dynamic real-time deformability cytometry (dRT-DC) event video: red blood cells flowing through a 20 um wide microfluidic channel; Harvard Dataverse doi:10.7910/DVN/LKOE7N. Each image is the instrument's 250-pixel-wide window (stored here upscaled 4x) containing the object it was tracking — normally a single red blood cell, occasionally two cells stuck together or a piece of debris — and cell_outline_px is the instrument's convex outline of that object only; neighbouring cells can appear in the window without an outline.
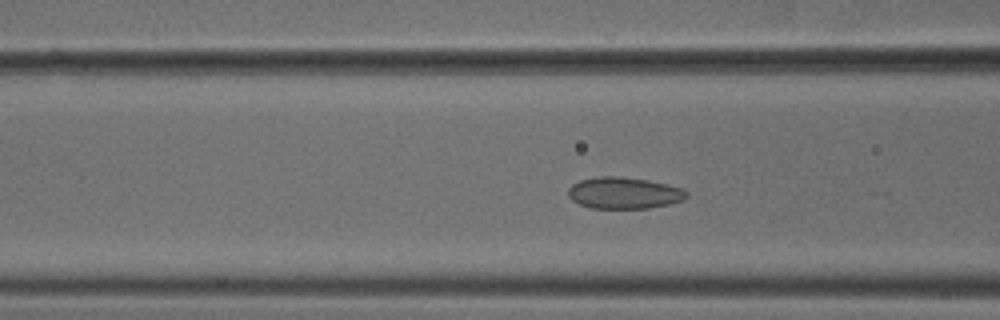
{"species": "common noctule bat (a hibernating species)", "species_latin": "Nyctalus noctula", "temperature_condition": "cold", "stored_images_in_passage": 49, "camera_frame_rate_fps": 3000, "um_per_image_px": 0.085, "animal": {"sex": "male", "body_mass_g": 18.8}, "frame": {"image": 1, "passage_image": 16, "time_ms": 5.0, "image_size_px": [1000, 320], "cell_outline_px": [[688, 196], [684, 200], [668, 204], [648, 208], [592, 208], [580, 204], [572, 200], [568, 196], [568, 188], [572, 184], [580, 180], [596, 176], [620, 176], [648, 180], [668, 184], [684, 188], [688, 192]], "centroid_in_image_um": [53.06, 16.39], "position_along_channel_um": 113.5, "area_um2": 21.96}}
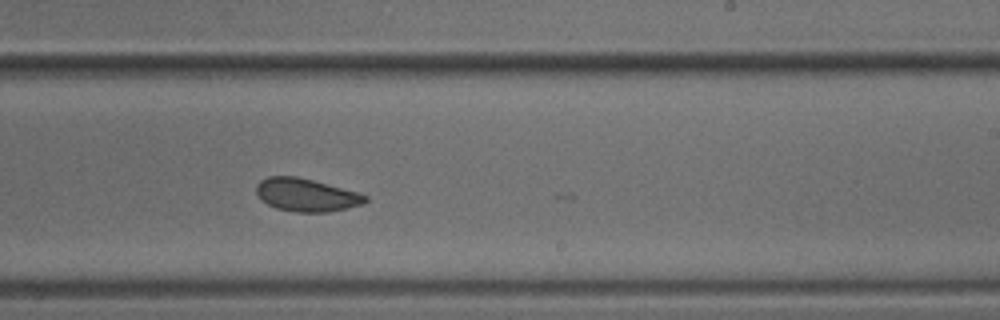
{"frame": {"image": 2, "passage_image": 28, "time_ms": 9.0, "image_size_px": [1000, 320], "cell_outline_px": [[368, 200], [364, 204], [328, 212], [296, 212], [276, 208], [260, 200], [256, 192], [256, 184], [260, 180], [268, 176], [296, 176], [312, 180], [356, 192], [368, 196]], "centroid_in_image_um": [26.0, 16.57], "position_along_channel_um": 263.0, "area_um2": 20.87}}
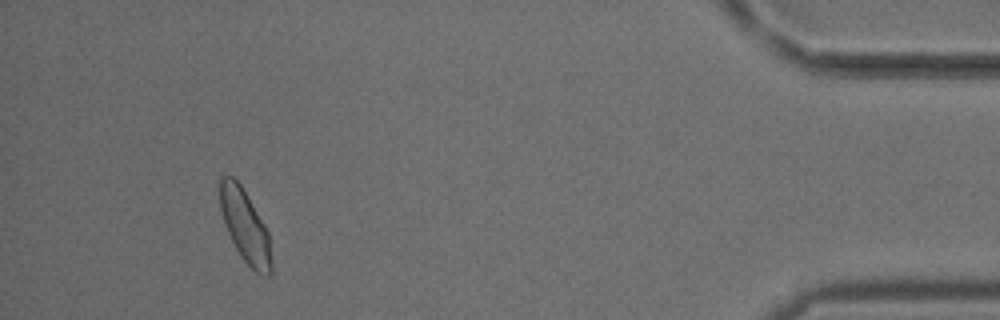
{"frame": {"image": 3, "passage_image": 45, "time_ms": 14.667, "image_size_px": [1000, 320], "cell_outline_px": [[272, 272], [268, 276], [264, 276], [256, 272], [240, 256], [224, 224], [220, 208], [220, 176], [232, 176], [240, 184], [264, 224], [268, 232], [272, 264]], "centroid_in_image_um": [20.83, 19.24], "position_along_channel_um": 414.4, "area_um2": 21.44}, "authors_computed_cell_mechanics": {"area_um2": 21.675, "velocity_mm_per_s": 3.7362, "shape_relaxation_time_tau1_ms": 4.4768, "shape_relaxation_time_tau2_ms": 2.1753, "deformation_change_tau1": 0.0549, "deformation_change_tau2": 0.0745}}